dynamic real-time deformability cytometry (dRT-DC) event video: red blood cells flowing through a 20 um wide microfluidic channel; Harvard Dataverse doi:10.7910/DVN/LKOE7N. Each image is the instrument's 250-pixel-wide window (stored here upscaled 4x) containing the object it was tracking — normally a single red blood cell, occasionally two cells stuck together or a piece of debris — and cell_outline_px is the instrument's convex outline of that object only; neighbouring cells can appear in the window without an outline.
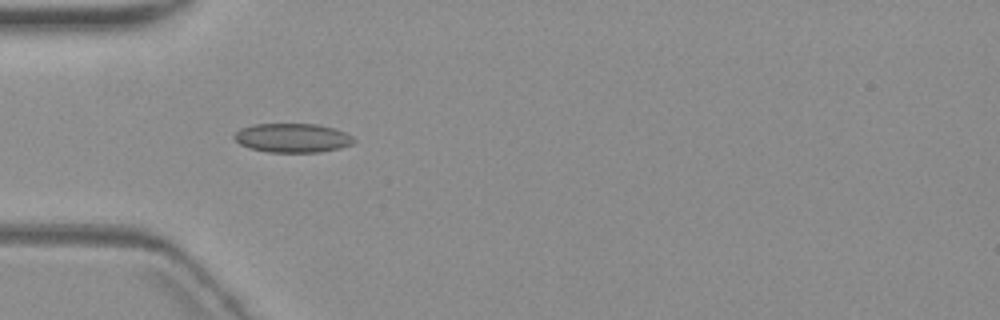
{"species": "common noctule bat (a hibernating species)", "species_latin": "Nyctalus noctula", "temperature_condition": "warm", "stored_images_in_passage": 13, "camera_frame_rate_fps": 3000, "um_per_image_px": 0.085, "animal": {"sex": "female", "body_mass_g": 19.3, "forearm_length_mm": 54.1}, "frame": {"image": 1, "passage_image": 4, "time_ms": 5.0, "image_size_px": [1000, 320], "cell_outline_px": [[356, 140], [352, 144], [340, 148], [320, 152], [268, 152], [248, 148], [240, 144], [232, 136], [240, 128], [252, 124], [316, 124], [332, 128], [344, 132], [352, 136]], "centroid_in_image_um": [24.83, 11.72], "position_along_channel_um": 60.2, "area_um2": 20.29}}
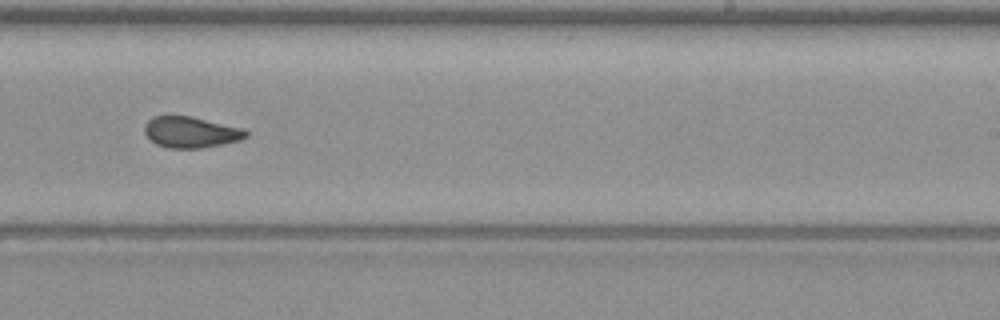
{"frame": {"image": 2, "passage_image": 9, "time_ms": 11.0, "image_size_px": [1000, 320], "cell_outline_px": [[248, 136], [240, 140], [200, 148], [168, 148], [156, 144], [144, 132], [144, 124], [152, 116], [192, 116], [244, 128], [248, 132]], "centroid_in_image_um": [16.22, 11.22], "position_along_channel_um": 272.8, "area_um2": 18.38}}
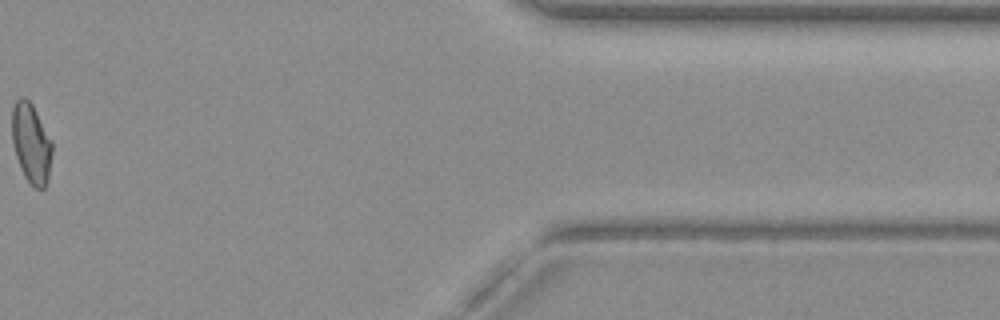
{"frame": {"image": 3, "passage_image": 12, "time_ms": 16.333, "image_size_px": [1000, 320], "cell_outline_px": [[52, 152], [48, 180], [44, 188], [36, 188], [24, 176], [16, 156], [12, 144], [12, 108], [16, 100], [20, 96], [24, 96], [32, 104], [52, 140]], "centroid_in_image_um": [2.65, 12.15], "position_along_channel_um": 408.8, "area_um2": 18.67}, "authors_computed_cell_mechanics": {"area_um2": 18.785, "velocity_mm_per_s": 3.5988, "shape_relaxation_time_tau1_ms": null, "shape_relaxation_time_tau2_ms": 0.8828, "deformation_change_tau1": null, "deformation_change_tau2": 0.0414}}